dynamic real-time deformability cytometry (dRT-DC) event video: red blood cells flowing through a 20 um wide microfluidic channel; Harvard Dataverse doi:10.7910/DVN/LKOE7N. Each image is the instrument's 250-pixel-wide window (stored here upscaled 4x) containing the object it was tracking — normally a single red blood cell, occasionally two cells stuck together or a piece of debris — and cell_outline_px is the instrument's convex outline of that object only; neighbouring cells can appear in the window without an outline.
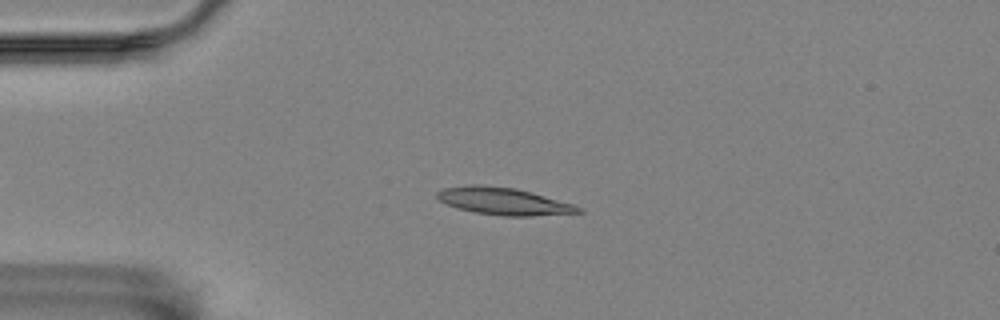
{"species": "Egyptian fruit bat (a non-hibernating species)", "species_latin": "Rousettus aegyptiacus", "temperature_condition": "room temperature", "stored_images_in_passage": 43, "camera_frame_rate_fps": 3000, "um_per_image_px": 0.085, "animal": {"sex": "female"}, "frame": {"image": 1, "passage_image": 13, "time_ms": 4.0, "image_size_px": [1000, 320], "cell_outline_px": [[584, 212], [532, 216], [504, 216], [472, 212], [456, 208], [440, 200], [436, 196], [436, 192], [444, 188], [472, 184], [480, 184], [516, 188], [532, 192], [572, 204], [584, 208]], "centroid_in_image_um": [42.81, 17.1], "position_along_channel_um": 42.2, "area_um2": 22.48}}
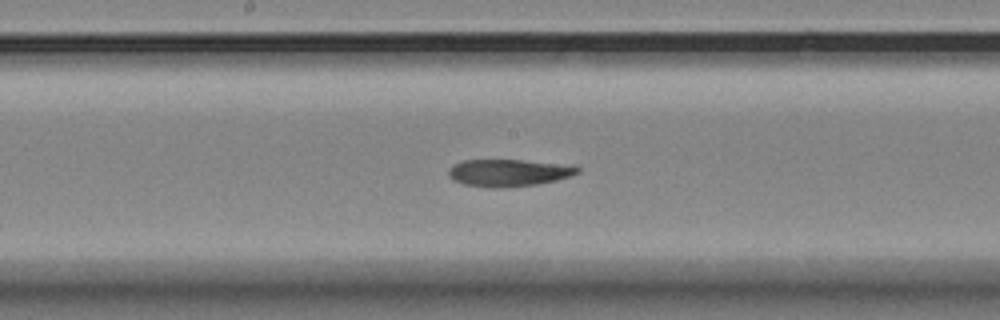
{"frame": {"image": 2, "passage_image": 29, "time_ms": 9.333, "image_size_px": [1000, 320], "cell_outline_px": [[580, 172], [556, 180], [536, 184], [504, 188], [492, 188], [464, 184], [452, 180], [448, 176], [448, 168], [452, 164], [464, 160], [520, 160], [572, 164], [580, 168]], "centroid_in_image_um": [43.21, 14.68], "position_along_channel_um": 205.0, "area_um2": 20.63}}
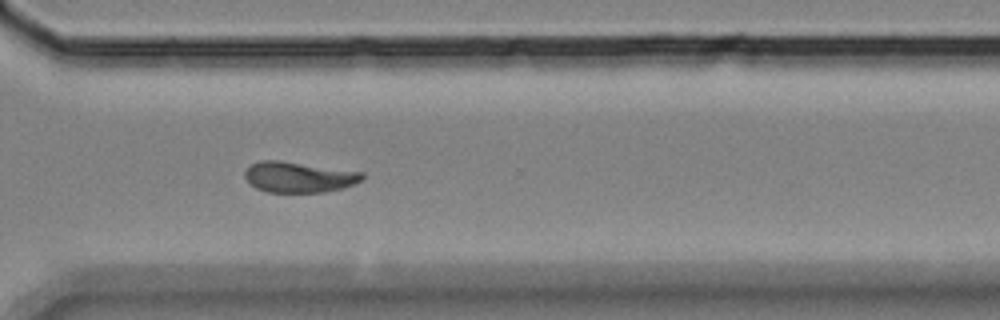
{"frame": {"image": 3, "passage_image": 41, "time_ms": 13.333, "image_size_px": [1000, 320], "cell_outline_px": [[364, 180], [344, 188], [324, 192], [268, 192], [256, 188], [244, 176], [244, 172], [252, 164], [264, 160], [280, 160], [364, 172]], "centroid_in_image_um": [25.45, 15.05], "position_along_channel_um": 345.1, "area_um2": 20.98}, "authors_computed_cell_mechanics": {"area_um2": 20.9814, "velocity_mm_per_s": 3.511, "shape_relaxation_time_tau1_ms": null, "shape_relaxation_time_tau2_ms": 8.4688, "deformation_change_tau1": null, "deformation_change_tau2": 0.1253}}